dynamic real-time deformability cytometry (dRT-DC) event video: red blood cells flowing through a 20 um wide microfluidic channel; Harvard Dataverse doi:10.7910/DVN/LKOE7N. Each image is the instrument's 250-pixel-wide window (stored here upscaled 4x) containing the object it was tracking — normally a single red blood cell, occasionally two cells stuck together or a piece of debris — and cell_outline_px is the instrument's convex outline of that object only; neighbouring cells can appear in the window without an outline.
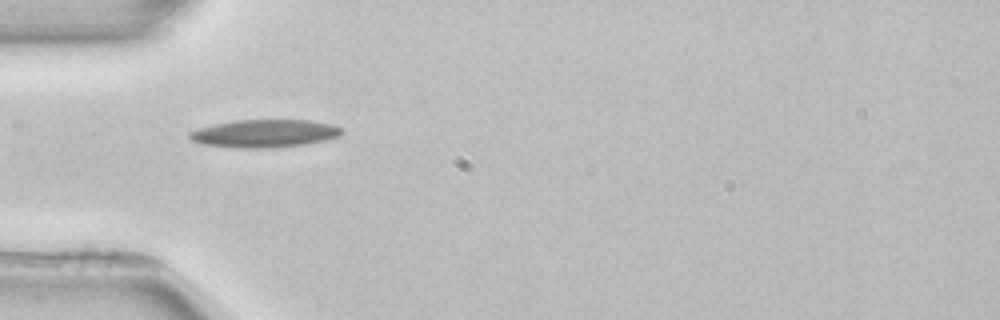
{"species": "common noctule bat (a hibernating species)", "species_latin": "Nyctalus noctula", "temperature_condition": "room temperature", "stored_images_in_passage": 5, "camera_frame_rate_fps": 3000, "um_per_image_px": 0.085, "animal": {"sex": "female", "body_mass_g": 22.7, "forearm_length_mm": 54.2}, "frame": {"image": 1, "passage_image": 4, "time_ms": 4.0, "image_size_px": [1000, 320], "cell_outline_px": [[344, 132], [340, 136], [324, 140], [304, 144], [272, 148], [240, 148], [200, 144], [192, 140], [188, 136], [188, 132], [196, 128], [236, 120], [308, 120], [332, 124], [340, 128]], "centroid_in_image_um": [22.46, 11.34], "position_along_channel_um": 62.5, "area_um2": 24.74}}